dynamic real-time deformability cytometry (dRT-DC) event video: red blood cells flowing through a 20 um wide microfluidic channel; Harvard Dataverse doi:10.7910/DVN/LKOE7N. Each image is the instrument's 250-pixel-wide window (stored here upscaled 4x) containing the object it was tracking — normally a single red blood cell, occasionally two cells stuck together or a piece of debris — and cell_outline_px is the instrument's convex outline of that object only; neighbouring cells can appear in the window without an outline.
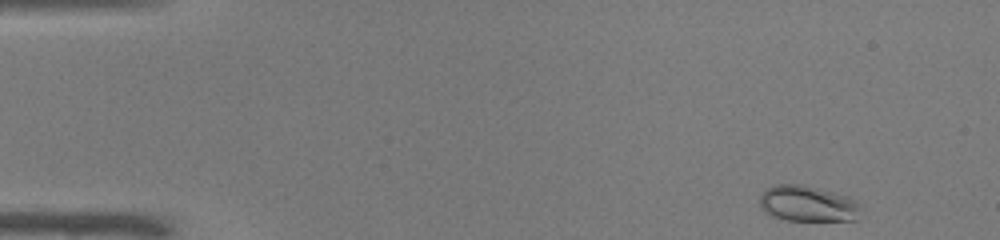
{"species": "common noctule bat (a hibernating species)", "species_latin": "Nyctalus noctula", "temperature_condition": "warm", "stored_images_in_passage": 47, "camera_frame_rate_fps": 3000, "um_per_image_px": 0.085, "animal": {"sex": "male", "body_mass_g": 19.0, "forearm_length_mm": 50.8}, "frame": {"image": 1, "passage_image": 1, "time_ms": 0.0, "image_size_px": [1000, 240], "cell_outline_px": [[860, 208], [856, 220], [784, 220], [764, 212], [760, 208], [760, 196], [768, 188], [776, 184], [804, 184], [820, 188], [848, 196], [856, 200], [860, 204]], "centroid_in_image_um": [68.66, 17.3], "position_along_channel_um": 16.3, "area_um2": 21.21}}
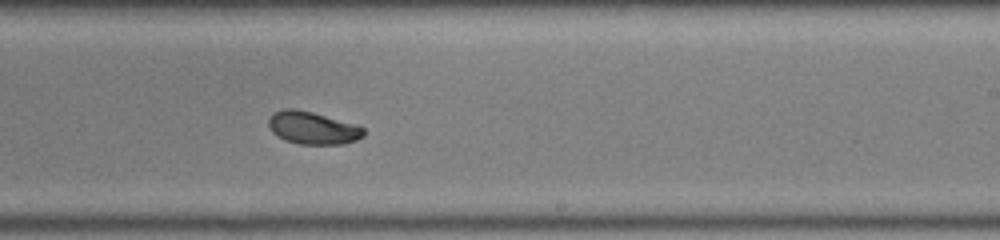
{"frame": {"image": 2, "passage_image": 28, "time_ms": 9.0, "image_size_px": [1000, 240], "cell_outline_px": [[364, 136], [356, 140], [344, 144], [300, 144], [284, 140], [272, 132], [268, 124], [268, 120], [272, 112], [284, 108], [296, 108], [312, 112], [356, 124], [364, 128]], "centroid_in_image_um": [26.56, 10.86], "position_along_channel_um": 262.4, "area_um2": 18.21}}
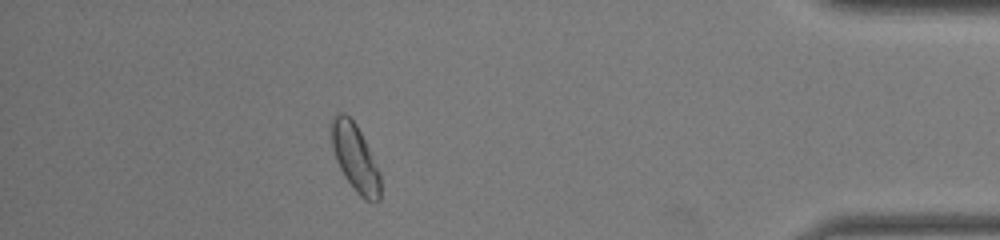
{"frame": {"image": 3, "passage_image": 42, "time_ms": 13.667, "image_size_px": [1000, 240], "cell_outline_px": [[380, 200], [372, 204], [364, 200], [356, 192], [344, 176], [336, 160], [332, 148], [328, 124], [332, 116], [340, 112], [344, 112], [356, 124], [380, 172]], "centroid_in_image_um": [30.15, 13.4], "position_along_channel_um": 405.1, "area_um2": 19.54}, "authors_computed_cell_mechanics": {"area_um2": 18.6116, "velocity_mm_per_s": 3.9682, "shape_relaxation_time_tau1_ms": 9.79, "shape_relaxation_time_tau2_ms": null, "deformation_change_tau1": 0.2381, "deformation_change_tau2": null}}